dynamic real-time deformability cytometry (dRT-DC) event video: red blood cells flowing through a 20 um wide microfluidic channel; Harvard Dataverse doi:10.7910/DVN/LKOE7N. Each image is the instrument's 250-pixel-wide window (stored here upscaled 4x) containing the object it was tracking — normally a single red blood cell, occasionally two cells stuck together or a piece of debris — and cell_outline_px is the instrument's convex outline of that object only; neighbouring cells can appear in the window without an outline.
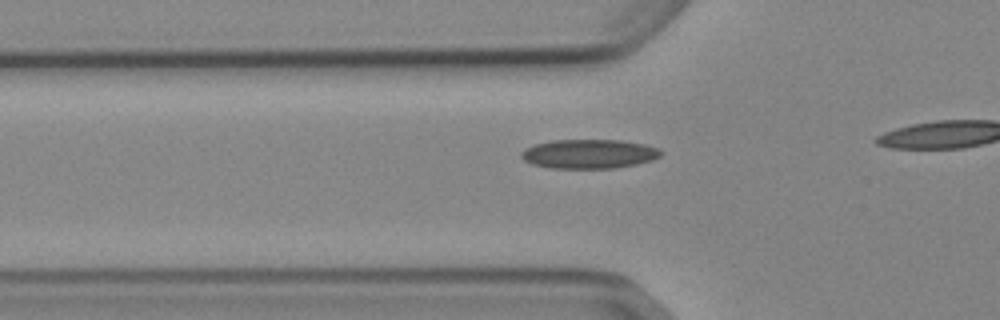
{"species": "Egyptian fruit bat (a non-hibernating species)", "species_latin": "Rousettus aegyptiacus", "temperature_condition": "cold", "stored_images_in_passage": 20, "camera_frame_rate_fps": 3000, "um_per_image_px": 0.085, "animal": {"sex": "female"}, "frame": {"image": 1, "passage_image": 14, "time_ms": 4.333, "image_size_px": [1000, 320], "cell_outline_px": [[664, 152], [660, 156], [652, 160], [636, 164], [612, 168], [552, 168], [532, 164], [524, 160], [520, 156], [520, 152], [524, 148], [536, 144], [552, 140], [620, 140], [644, 144], [660, 148]], "centroid_in_image_um": [50.07, 13.07], "position_along_channel_um": 75.7, "area_um2": 23.81}}
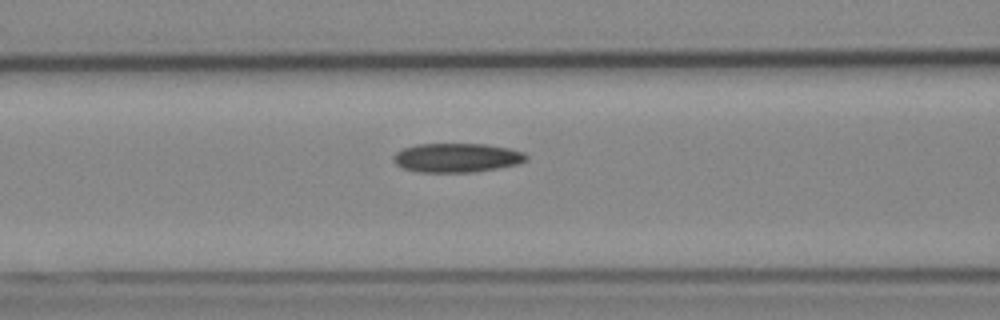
{"frame": {"image": 2, "passage_image": 18, "time_ms": 5.667, "image_size_px": [1000, 320], "cell_outline_px": [[528, 160], [516, 164], [496, 168], [472, 172], [420, 172], [404, 168], [396, 164], [392, 160], [392, 156], [396, 152], [404, 148], [416, 144], [488, 144], [508, 148], [524, 152], [528, 156]], "centroid_in_image_um": [38.82, 13.4], "position_along_channel_um": 127.8, "area_um2": 22.48}}